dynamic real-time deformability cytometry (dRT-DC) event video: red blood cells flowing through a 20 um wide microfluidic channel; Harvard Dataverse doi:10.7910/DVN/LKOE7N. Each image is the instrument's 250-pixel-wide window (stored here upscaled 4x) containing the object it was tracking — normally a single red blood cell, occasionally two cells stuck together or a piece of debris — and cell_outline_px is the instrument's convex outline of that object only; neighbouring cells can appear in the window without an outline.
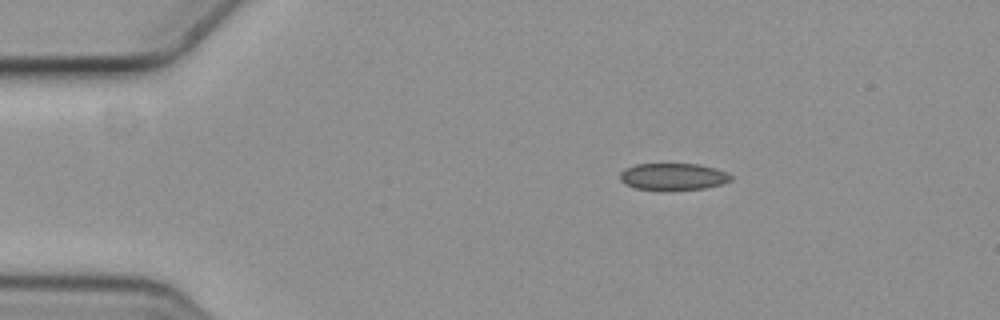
{"species": "common noctule bat (a hibernating species)", "species_latin": "Nyctalus noctula", "temperature_condition": "cold", "stored_images_in_passage": 4, "segment_of_instrument_passage": [1, 2], "camera_frame_rate_fps": 3000, "um_per_image_px": 0.085, "animal": {"sex": "female", "body_mass_g": 19.3, "forearm_length_mm": 54.1}, "frame": {"image": 1, "passage_image": 1, "time_ms": 0.0, "image_size_px": [1000, 320], "cell_outline_px": [[732, 180], [720, 184], [704, 188], [636, 188], [624, 184], [620, 180], [620, 172], [624, 168], [636, 164], [700, 164], [716, 168], [728, 172], [732, 176]], "centroid_in_image_um": [57.22, 14.97], "position_along_channel_um": 27.8, "area_um2": 16.94}}